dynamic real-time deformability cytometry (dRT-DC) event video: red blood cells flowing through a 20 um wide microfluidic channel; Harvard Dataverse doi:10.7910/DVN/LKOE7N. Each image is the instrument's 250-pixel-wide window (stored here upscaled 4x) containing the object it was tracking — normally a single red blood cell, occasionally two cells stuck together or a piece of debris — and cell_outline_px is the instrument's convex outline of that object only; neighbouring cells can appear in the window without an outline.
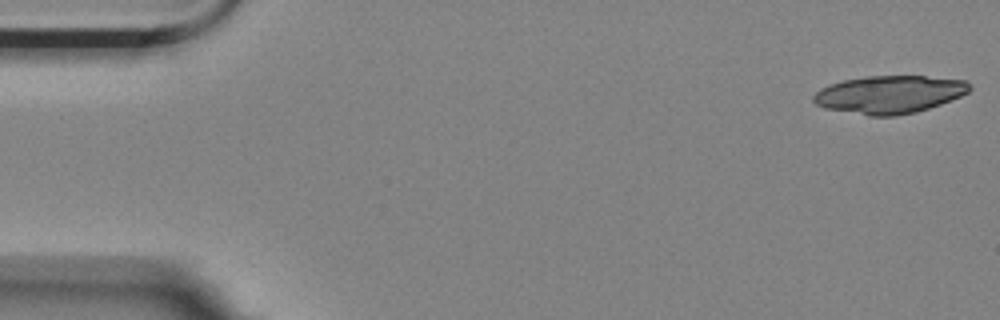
{"species": "Egyptian fruit bat (a non-hibernating species)", "species_latin": "Rousettus aegyptiacus", "temperature_condition": "room temperature", "stored_images_in_passage": 16, "camera_frame_rate_fps": 3000, "um_per_image_px": 0.085, "animal": {"sex": "female"}, "frame": {"image": 1, "passage_image": 1, "time_ms": 0.0, "image_size_px": [1000, 320], "cell_outline_px": [[972, 88], [968, 92], [960, 96], [940, 104], [916, 112], [896, 116], [868, 116], [824, 108], [816, 104], [812, 100], [812, 96], [820, 88], [844, 80], [868, 76], [924, 76], [964, 80]], "centroid_in_image_um": [75.57, 8.04], "position_along_channel_um": 9.4, "area_um2": 34.28}}